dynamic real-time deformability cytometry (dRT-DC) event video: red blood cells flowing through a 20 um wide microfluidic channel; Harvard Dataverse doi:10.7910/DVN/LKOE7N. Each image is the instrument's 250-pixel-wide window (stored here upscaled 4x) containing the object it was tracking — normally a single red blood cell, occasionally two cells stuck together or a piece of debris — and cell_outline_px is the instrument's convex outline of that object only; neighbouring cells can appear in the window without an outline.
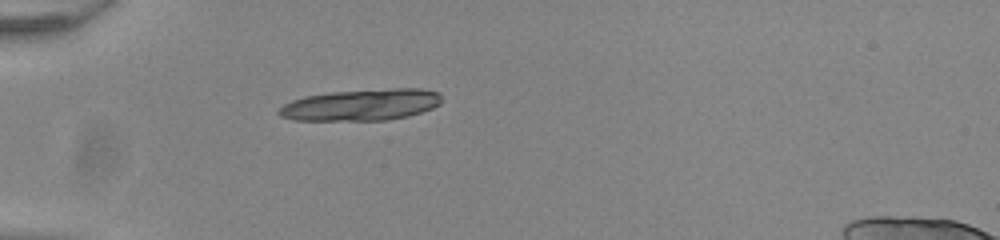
{"species": "common noctule bat (a hibernating species)", "species_latin": "Nyctalus noctula", "temperature_condition": "room temperature", "stored_images_in_passage": 37, "camera_frame_rate_fps": 3000, "um_per_image_px": 0.085, "animal": {"sex": "male", "body_mass_g": 20.0, "forearm_length_mm": 53.3}, "frame": {"image": 1, "passage_image": 1, "time_ms": 0.0, "image_size_px": [1000, 240], "cell_outline_px": [[440, 104], [432, 108], [408, 116], [388, 120], [292, 120], [280, 116], [276, 112], [276, 108], [292, 100], [304, 96], [332, 92], [392, 88], [420, 88], [440, 92]], "centroid_in_image_um": [30.68, 8.91], "position_along_channel_um": 54.3, "area_um2": 30.0}}